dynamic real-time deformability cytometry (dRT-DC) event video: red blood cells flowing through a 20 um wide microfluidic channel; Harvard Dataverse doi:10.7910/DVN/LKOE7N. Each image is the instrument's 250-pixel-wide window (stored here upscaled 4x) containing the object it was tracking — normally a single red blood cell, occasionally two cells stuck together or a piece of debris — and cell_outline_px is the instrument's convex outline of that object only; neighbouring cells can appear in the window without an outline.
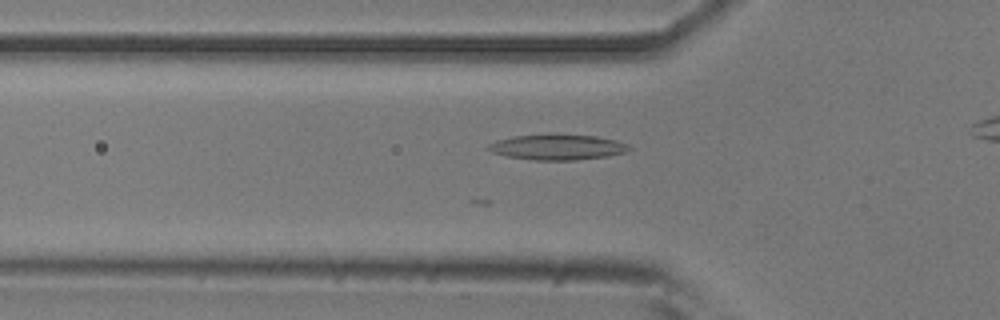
{"species": "common noctule bat (a hibernating species)", "species_latin": "Nyctalus noctula", "temperature_condition": "room temperature", "stored_images_in_passage": 24, "camera_frame_rate_fps": 3000, "um_per_image_px": 0.085, "animal": {"sex": "male", "body_mass_g": 20.5, "forearm_length_mm": 52.5}, "frame": {"image": 1, "passage_image": 5, "time_ms": 1.333, "image_size_px": [1000, 320], "cell_outline_px": [[632, 148], [624, 152], [608, 156], [576, 160], [532, 160], [508, 156], [492, 152], [484, 148], [488, 144], [496, 140], [512, 136], [548, 132], [596, 136], [616, 140], [628, 144]], "centroid_in_image_um": [47.34, 12.47], "position_along_channel_um": 78.5, "area_um2": 21.56}}
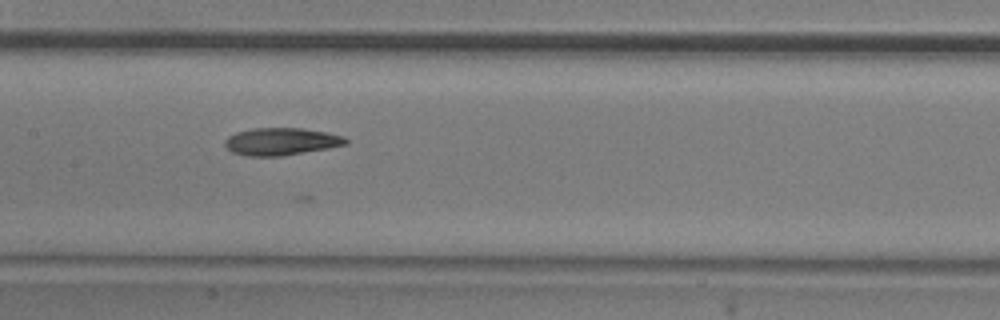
{"frame": {"image": 2, "passage_image": 13, "time_ms": 4.0, "image_size_px": [1000, 320], "cell_outline_px": [[348, 144], [328, 148], [280, 156], [248, 156], [232, 152], [224, 144], [224, 140], [228, 136], [236, 132], [252, 128], [300, 128], [328, 132], [344, 136], [348, 140]], "centroid_in_image_um": [23.9, 12.02], "position_along_channel_um": 183.5, "area_um2": 19.31}}
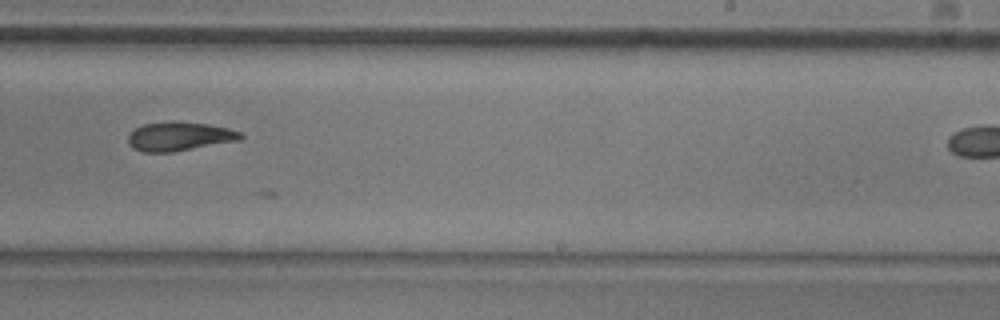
{"frame": {"image": 3, "passage_image": 20, "time_ms": 6.333, "image_size_px": [1000, 320], "cell_outline_px": [[244, 136], [240, 140], [172, 152], [144, 152], [132, 148], [128, 144], [128, 136], [136, 128], [144, 124], [176, 120], [208, 124], [228, 128], [240, 132]], "centroid_in_image_um": [15.24, 11.58], "position_along_channel_um": 273.8, "area_um2": 19.02}}